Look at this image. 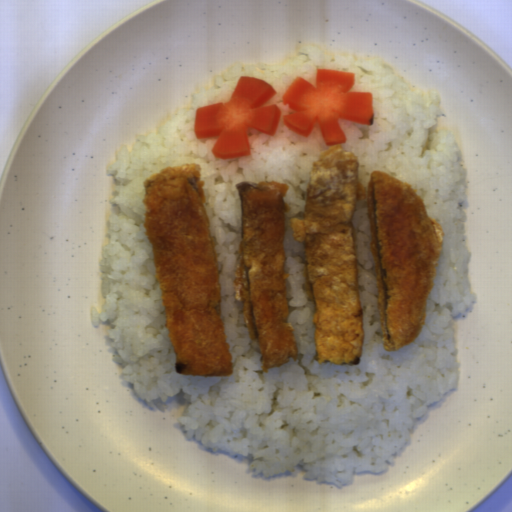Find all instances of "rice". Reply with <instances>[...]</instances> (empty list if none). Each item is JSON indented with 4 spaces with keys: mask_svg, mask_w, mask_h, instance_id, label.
Returning <instances> with one entry per match:
<instances>
[{
    "mask_svg": "<svg viewBox=\"0 0 512 512\" xmlns=\"http://www.w3.org/2000/svg\"><path fill=\"white\" fill-rule=\"evenodd\" d=\"M354 73L350 92H373L372 127L343 119V150L360 162L366 199L356 203L353 226L364 330L359 364L315 362L314 302L303 291V249L294 241L290 219L302 217L315 159L326 149L316 124L302 137L282 115L285 91L298 76L315 86L316 69ZM257 77L277 92L262 106L282 111L276 136L249 129L251 154L221 159L212 152L218 137L196 138L195 110L228 101L240 77ZM446 117L441 96L413 89L393 67L375 59L330 56L317 46L302 47L279 65L237 63L215 77L210 88L192 95L157 133L121 144L107 168L115 179L99 268L105 305L92 307L94 326L109 322L107 336L127 384L149 406L183 397L182 433L204 450L249 457V469L273 476L300 469L303 480L344 488L359 474L386 472L411 442L426 411L459 387L455 323L477 301L468 279L471 252L466 224L469 198L466 165L450 129L434 132ZM199 163L208 219L219 256L222 321L233 359V375H178L162 300L155 278L152 243L143 225V180L169 166ZM389 173L415 189L429 217L443 228L444 245L430 295L424 328L409 345L385 351L382 344L371 234L366 211L372 171ZM288 184L286 213L288 321L298 357L263 372L256 341L243 318L232 284L238 262L242 181Z\"/></svg>",
    "mask_w": 512,
    "mask_h": 512,
    "instance_id": "1",
    "label": "rice"
}]
</instances>
